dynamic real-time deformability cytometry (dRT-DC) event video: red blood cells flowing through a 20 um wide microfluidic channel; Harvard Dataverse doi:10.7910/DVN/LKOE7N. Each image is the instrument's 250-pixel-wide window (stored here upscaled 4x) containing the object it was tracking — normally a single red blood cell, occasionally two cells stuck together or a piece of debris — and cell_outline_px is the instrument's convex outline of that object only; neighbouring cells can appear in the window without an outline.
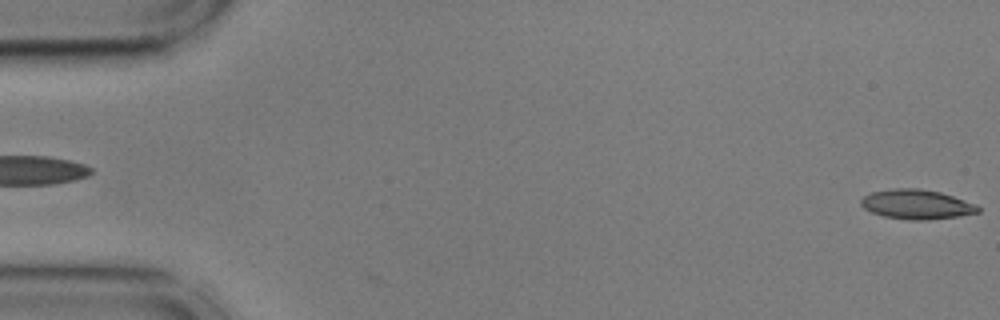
{"species": "common noctule bat (a hibernating species)", "species_latin": "Nyctalus noctula", "temperature_condition": "cold", "stored_images_in_passage": 12, "camera_frame_rate_fps": 3000, "um_per_image_px": 0.085, "animal": {"sex": "male", "body_mass_g": 17.9, "forearm_length_mm": 54.2}, "frame": {"image": 1, "passage_image": 1, "time_ms": 0.0, "image_size_px": [1000, 320], "cell_outline_px": [[980, 212], [956, 216], [924, 220], [908, 220], [884, 216], [872, 212], [864, 208], [860, 204], [860, 200], [864, 196], [872, 192], [896, 188], [920, 188], [940, 192], [976, 204], [980, 208]], "centroid_in_image_um": [77.9, 17.36], "position_along_channel_um": 7.1, "area_um2": 20.0}}